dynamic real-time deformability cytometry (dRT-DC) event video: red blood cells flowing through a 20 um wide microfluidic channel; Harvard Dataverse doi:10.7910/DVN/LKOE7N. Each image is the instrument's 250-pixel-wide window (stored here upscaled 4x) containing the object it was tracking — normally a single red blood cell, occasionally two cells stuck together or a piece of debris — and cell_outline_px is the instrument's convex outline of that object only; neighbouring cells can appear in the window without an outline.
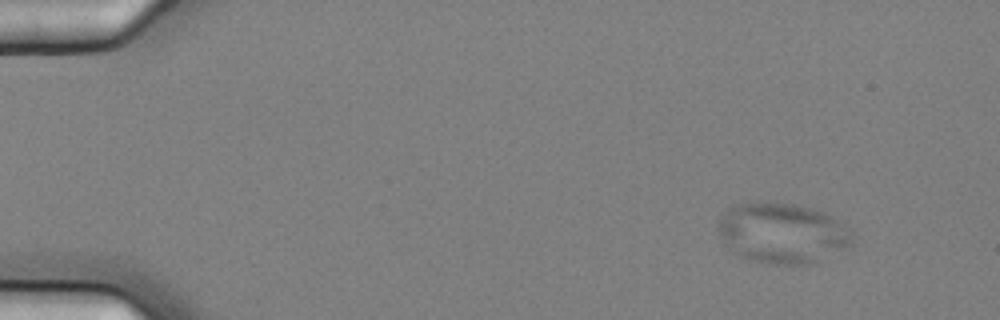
{"species": "common noctule bat (a hibernating species)", "species_latin": "Nyctalus noctula", "temperature_condition": "cold", "stored_images_in_passage": 5, "camera_frame_rate_fps": 3000, "um_per_image_px": 0.085, "animal": {"sex": "female", "body_mass_g": 25.1}, "frame": {"image": 1, "passage_image": 1, "time_ms": 0.0, "image_size_px": [1000, 320], "cell_outline_px": [[856, 236], [848, 244], [816, 264], [776, 264], [752, 260], [740, 256], [732, 252], [720, 232], [720, 220], [736, 204], [760, 200], [796, 204], [812, 208], [824, 212], [852, 228]], "centroid_in_image_um": [66.57, 19.79], "position_along_channel_um": 18.4, "area_um2": 47.05}}
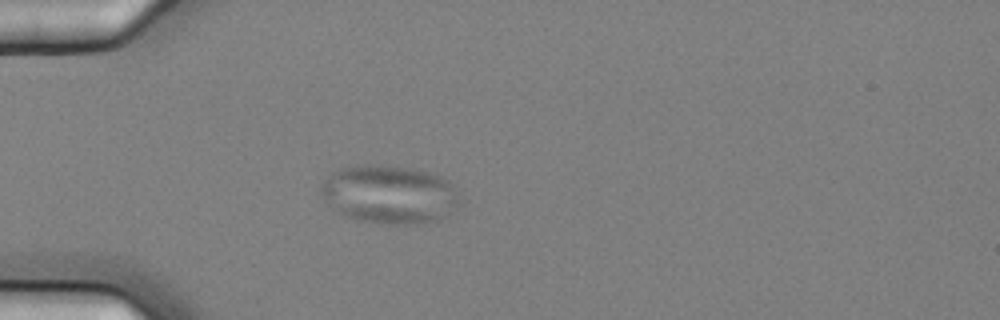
{"frame": {"image": 2, "passage_image": 4, "time_ms": 1.0, "image_size_px": [1000, 320], "cell_outline_px": [[460, 204], [440, 220], [416, 224], [388, 224], [356, 220], [332, 208], [324, 200], [320, 192], [320, 184], [332, 172], [340, 168], [368, 164], [412, 168], [428, 172], [440, 176], [448, 180], [452, 184], [456, 192]], "centroid_in_image_um": [33.08, 16.53], "position_along_channel_um": 51.9, "area_um2": 47.28}}